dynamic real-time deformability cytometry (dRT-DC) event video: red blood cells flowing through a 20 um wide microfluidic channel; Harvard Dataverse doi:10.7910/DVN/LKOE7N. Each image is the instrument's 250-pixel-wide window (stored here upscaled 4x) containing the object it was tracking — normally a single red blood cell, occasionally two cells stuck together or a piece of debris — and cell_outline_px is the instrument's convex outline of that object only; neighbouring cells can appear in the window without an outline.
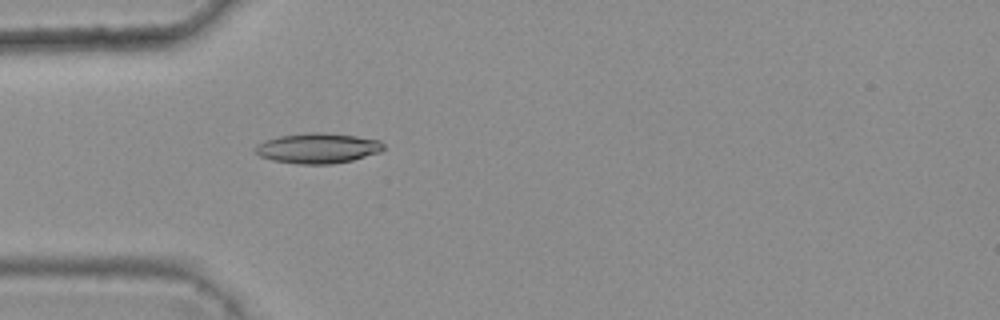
{"species": "common noctule bat (a hibernating species)", "species_latin": "Nyctalus noctula", "temperature_condition": "warm", "stored_images_in_passage": 3, "camera_frame_rate_fps": 3000, "um_per_image_px": 0.085, "animal": {"sex": "female", "body_mass_g": 25.1}, "frame": {"image": 1, "passage_image": 3, "time_ms": 0.667, "image_size_px": [1000, 320], "cell_outline_px": [[384, 148], [380, 152], [352, 160], [332, 164], [296, 164], [272, 160], [260, 156], [252, 148], [256, 144], [264, 140], [280, 136], [308, 132], [320, 132], [356, 136], [380, 140], [384, 144]], "centroid_in_image_um": [26.98, 12.59], "position_along_channel_um": 58.0, "area_um2": 22.72}}